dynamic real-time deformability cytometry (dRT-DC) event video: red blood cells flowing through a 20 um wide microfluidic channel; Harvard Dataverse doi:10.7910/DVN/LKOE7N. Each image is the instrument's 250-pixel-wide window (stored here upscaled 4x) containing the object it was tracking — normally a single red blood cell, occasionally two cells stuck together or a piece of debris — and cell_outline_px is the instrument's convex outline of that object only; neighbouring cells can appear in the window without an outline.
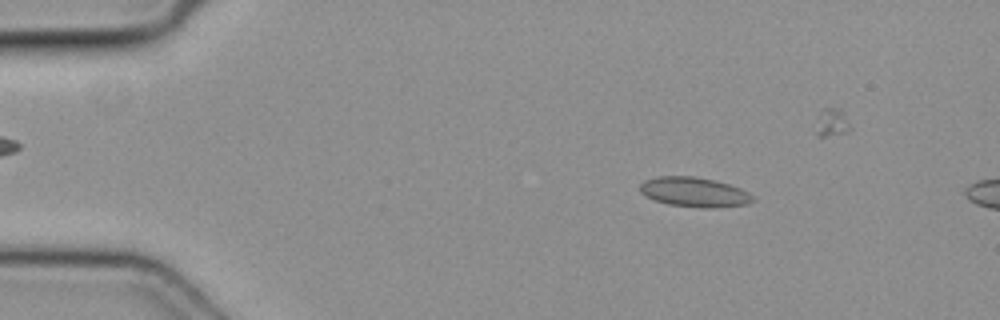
{"species": "common noctule bat (a hibernating species)", "species_latin": "Nyctalus noctula", "temperature_condition": "cold", "stored_images_in_passage": 12, "camera_frame_rate_fps": 3000, "um_per_image_px": 0.085, "animal": {"sex": "female", "body_mass_g": 19.3, "forearm_length_mm": 54.1}, "frame": {"image": 1, "passage_image": 8, "time_ms": 2.333, "image_size_px": [1000, 320], "cell_outline_px": [[756, 200], [748, 204], [712, 208], [700, 208], [668, 204], [644, 196], [640, 192], [640, 184], [644, 180], [660, 176], [692, 176], [712, 180], [728, 184], [740, 188], [748, 192]], "centroid_in_image_um": [59.0, 16.34], "position_along_channel_um": 26.0, "area_um2": 19.48}}